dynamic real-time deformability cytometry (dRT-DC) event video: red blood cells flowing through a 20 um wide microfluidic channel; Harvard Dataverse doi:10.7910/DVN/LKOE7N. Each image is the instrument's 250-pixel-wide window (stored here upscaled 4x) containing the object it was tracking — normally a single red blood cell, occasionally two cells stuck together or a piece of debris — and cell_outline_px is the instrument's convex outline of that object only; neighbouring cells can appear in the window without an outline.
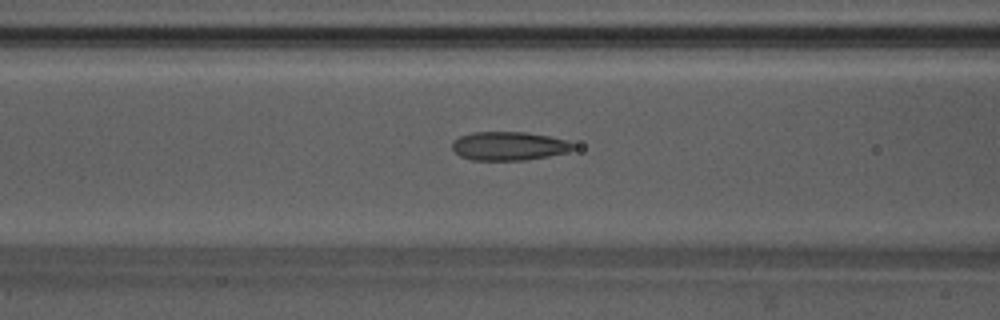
{"species": "Egyptian fruit bat (a non-hibernating species)", "species_latin": "Rousettus aegyptiacus", "temperature_condition": "warm", "stored_images_in_passage": 43, "camera_frame_rate_fps": 3000, "um_per_image_px": 0.085, "animal": {"sex": "male"}, "frame": {"image": 1, "passage_image": 10, "time_ms": 3.0, "image_size_px": [1000, 320], "cell_outline_px": [[576, 148], [568, 152], [548, 156], [524, 160], [472, 160], [460, 156], [452, 148], [452, 144], [460, 136], [472, 132], [528, 132], [548, 136], [564, 140], [576, 144]], "centroid_in_image_um": [43.28, 12.41], "position_along_channel_um": 123.3, "area_um2": 20.17}}
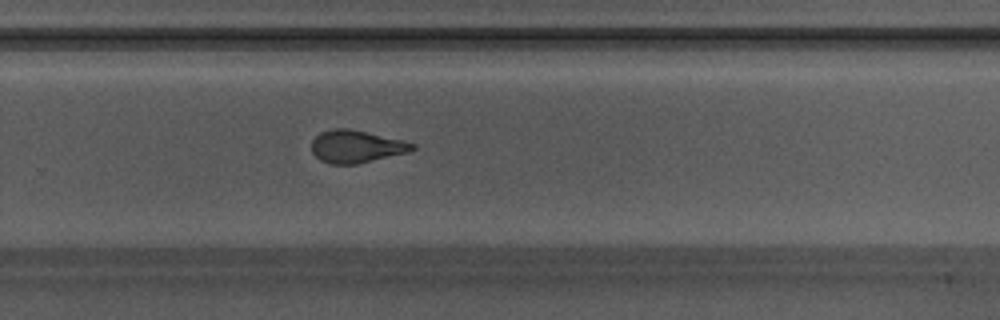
{"frame": {"image": 2, "passage_image": 24, "time_ms": 7.667, "image_size_px": [1000, 320], "cell_outline_px": [[416, 148], [408, 152], [356, 164], [328, 164], [320, 160], [312, 152], [312, 140], [320, 132], [332, 128], [348, 128], [400, 140], [416, 144]], "centroid_in_image_um": [30.24, 12.45], "position_along_channel_um": 299.6, "area_um2": 18.9}}
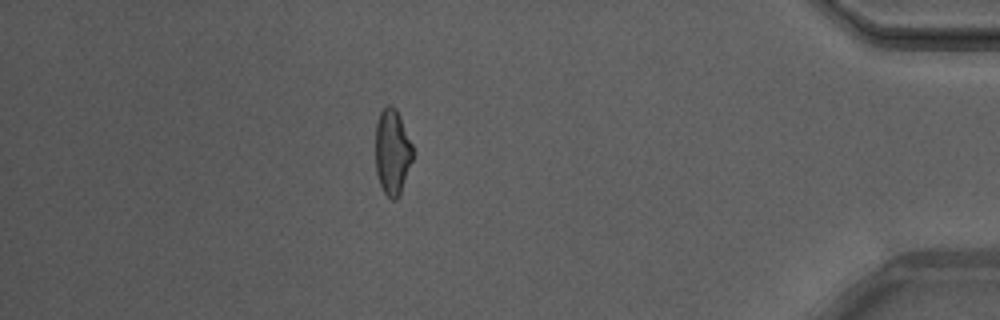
{"frame": {"image": 3, "passage_image": 36, "time_ms": 11.667, "image_size_px": [1000, 320], "cell_outline_px": [[412, 160], [400, 192], [396, 200], [392, 200], [384, 192], [380, 184], [376, 172], [376, 124], [380, 112], [388, 104], [392, 104], [396, 108], [400, 116], [412, 144]], "centroid_in_image_um": [33.34, 12.88], "position_along_channel_um": 401.9, "area_um2": 18.38}, "authors_computed_cell_mechanics": {"area_um2": 19.2474, "velocity_mm_per_s": 3.7831, "shape_relaxation_time_tau1_ms": 9.6737, "shape_relaxation_time_tau2_ms": 1.938, "deformation_change_tau1": 0.2377, "deformation_change_tau2": 0.103}}